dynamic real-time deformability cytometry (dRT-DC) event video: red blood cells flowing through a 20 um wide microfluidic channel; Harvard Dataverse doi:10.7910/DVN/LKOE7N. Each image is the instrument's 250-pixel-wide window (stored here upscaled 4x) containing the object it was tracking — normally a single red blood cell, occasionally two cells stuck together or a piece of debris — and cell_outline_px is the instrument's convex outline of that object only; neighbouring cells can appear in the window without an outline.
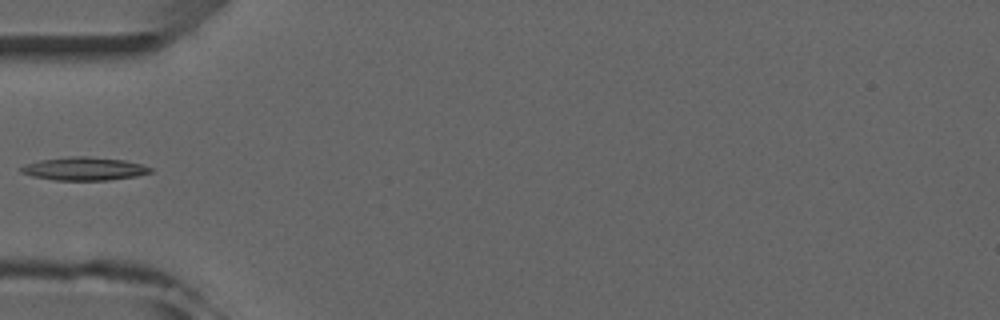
{"species": "common noctule bat (a hibernating species)", "species_latin": "Nyctalus noctula", "temperature_condition": "room temperature", "stored_images_in_passage": 6, "camera_frame_rate_fps": 3000, "um_per_image_px": 0.085, "animal": {"sex": "male", "forearm_length_mm": 52.5}, "frame": {"image": 1, "passage_image": 5, "time_ms": 4.667, "image_size_px": [1000, 320], "cell_outline_px": [[152, 172], [136, 176], [108, 180], [56, 180], [32, 176], [20, 172], [20, 168], [24, 164], [40, 160], [72, 156], [84, 156], [124, 160], [140, 164], [152, 168]], "centroid_in_image_um": [7.13, 14.34], "position_along_channel_um": 77.9, "area_um2": 17.34}}
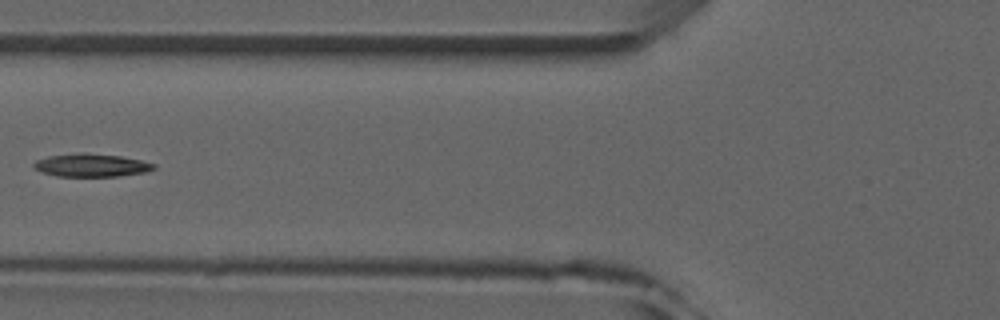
{"frame": {"image": 2, "passage_image": 6, "time_ms": 5.667, "image_size_px": [1000, 320], "cell_outline_px": [[156, 168], [144, 172], [116, 176], [56, 176], [40, 172], [32, 168], [32, 164], [36, 160], [48, 156], [84, 152], [120, 156], [140, 160], [156, 164]], "centroid_in_image_um": [7.7, 14.04], "position_along_channel_um": 118.1, "area_um2": 16.13}}